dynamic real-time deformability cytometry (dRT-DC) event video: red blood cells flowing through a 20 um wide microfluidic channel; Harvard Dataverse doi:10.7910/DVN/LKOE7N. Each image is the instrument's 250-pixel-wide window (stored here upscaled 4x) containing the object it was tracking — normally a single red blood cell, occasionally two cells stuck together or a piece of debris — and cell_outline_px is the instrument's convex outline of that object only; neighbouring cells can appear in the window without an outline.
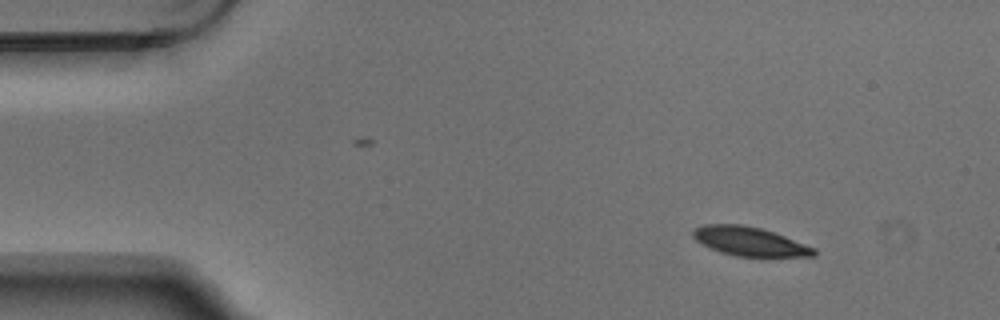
{"species": "Egyptian fruit bat (a non-hibernating species)", "species_latin": "Rousettus aegyptiacus", "temperature_condition": "warm", "stored_images_in_passage": 9, "camera_frame_rate_fps": 3000, "um_per_image_px": 0.085, "animal": {"sex": "male"}, "frame": {"image": 1, "passage_image": 1, "time_ms": 0.0, "image_size_px": [1000, 320], "cell_outline_px": [[816, 256], [764, 260], [736, 256], [720, 252], [696, 240], [692, 236], [692, 232], [696, 228], [704, 224], [740, 224], [760, 228], [784, 236], [816, 248]], "centroid_in_image_um": [63.82, 20.59], "position_along_channel_um": 21.2, "area_um2": 21.21}}
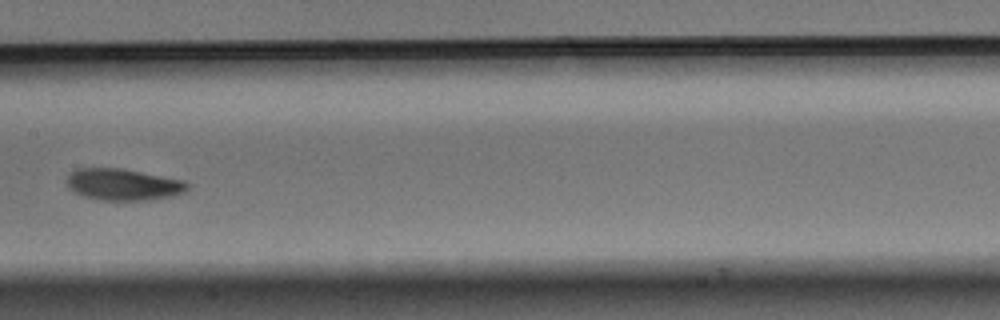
{"frame": {"image": 2, "passage_image": 6, "time_ms": 1.667, "image_size_px": [1000, 320], "cell_outline_px": [[188, 188], [184, 192], [172, 196], [148, 200], [100, 200], [84, 196], [68, 188], [64, 180], [76, 168], [124, 168], [184, 180], [188, 184]], "centroid_in_image_um": [10.45, 15.67], "position_along_channel_um": 196.9, "area_um2": 22.37}}
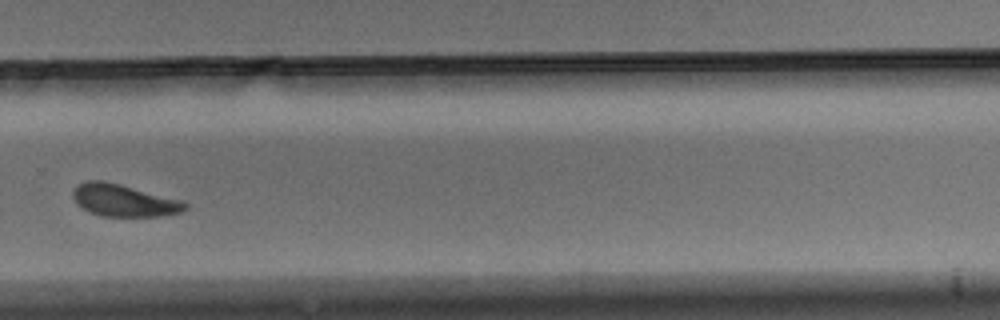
{"frame": {"image": 3, "passage_image": 9, "time_ms": 2.667, "image_size_px": [1000, 320], "cell_outline_px": [[188, 208], [180, 212], [160, 216], [104, 216], [92, 212], [76, 204], [72, 196], [72, 192], [80, 184], [88, 180], [104, 180], [184, 200], [188, 204]], "centroid_in_image_um": [10.57, 17.02], "position_along_channel_um": 319.2, "area_um2": 20.98}}